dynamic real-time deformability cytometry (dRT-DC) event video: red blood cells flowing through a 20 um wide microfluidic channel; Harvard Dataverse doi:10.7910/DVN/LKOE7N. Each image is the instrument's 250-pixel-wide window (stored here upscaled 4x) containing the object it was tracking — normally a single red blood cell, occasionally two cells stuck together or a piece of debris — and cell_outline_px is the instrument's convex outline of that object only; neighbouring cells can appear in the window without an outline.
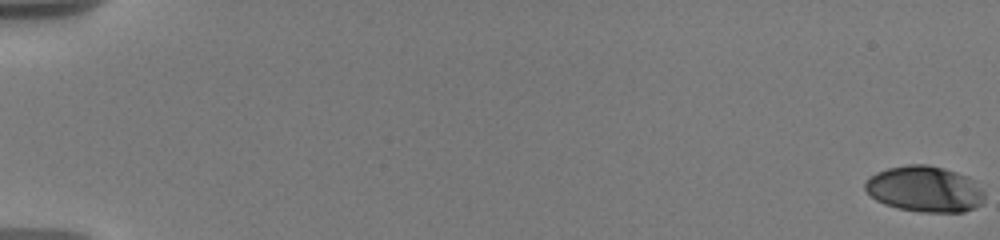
{"species": "human", "species_latin": "Homo sapiens", "temperature_condition": "warm", "stored_images_in_passage": 51, "camera_frame_rate_fps": 3000, "um_per_image_px": 0.085, "donor": {"sex": "male"}, "frame": {"image": 1, "passage_image": 1, "time_ms": 0.0, "image_size_px": [1000, 240], "cell_outline_px": [[984, 200], [976, 208], [964, 212], [920, 212], [896, 208], [884, 204], [876, 200], [864, 188], [864, 184], [868, 176], [876, 172], [888, 168], [908, 164], [928, 164], [944, 168], [968, 176], [984, 192]], "centroid_in_image_um": [78.58, 16.07], "position_along_channel_um": 6.4, "area_um2": 32.19}}
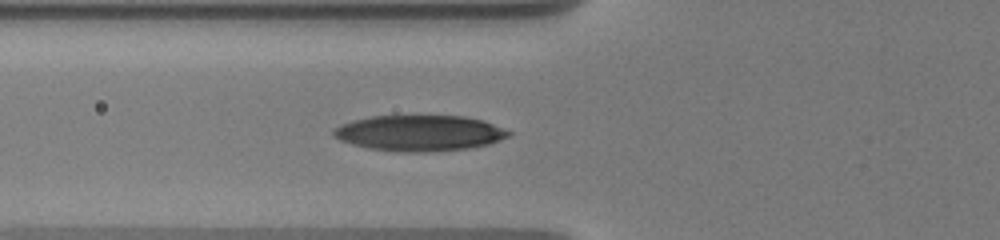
{"frame": {"image": 2, "passage_image": 21, "time_ms": 7.667, "image_size_px": [1000, 240], "cell_outline_px": [[512, 132], [508, 136], [488, 144], [468, 148], [416, 152], [408, 152], [368, 148], [352, 144], [340, 140], [332, 132], [340, 124], [352, 120], [372, 116], [464, 116], [480, 120], [492, 124]], "centroid_in_image_um": [35.62, 11.3], "position_along_channel_um": 90.2, "area_um2": 35.89}}
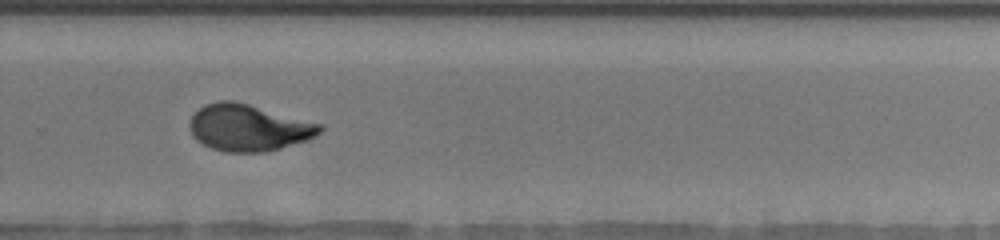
{"frame": {"image": 3, "passage_image": 44, "time_ms": 13.667, "image_size_px": [1000, 240], "cell_outline_px": [[324, 128], [320, 132], [308, 140], [280, 148], [264, 152], [224, 152], [212, 148], [196, 140], [192, 136], [188, 128], [188, 124], [192, 116], [204, 104], [220, 100], [232, 100], [248, 104], [324, 124]], "centroid_in_image_um": [21.11, 10.85], "position_along_channel_um": 308.7, "area_um2": 35.55}}